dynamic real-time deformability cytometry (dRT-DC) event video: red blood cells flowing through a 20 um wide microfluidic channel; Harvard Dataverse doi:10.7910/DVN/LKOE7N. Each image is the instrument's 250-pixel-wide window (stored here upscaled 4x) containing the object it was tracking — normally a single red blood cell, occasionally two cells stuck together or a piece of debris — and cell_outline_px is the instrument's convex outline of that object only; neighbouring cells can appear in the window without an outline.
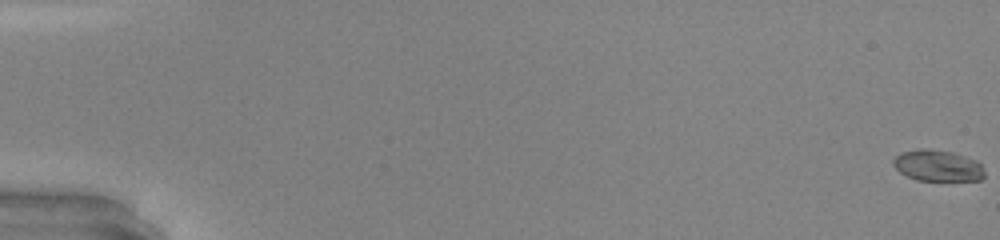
{"species": "common noctule bat (a hibernating species)", "species_latin": "Nyctalus noctula", "temperature_condition": "warm", "stored_images_in_passage": 50, "camera_frame_rate_fps": 3000, "um_per_image_px": 0.085, "animal": {"sex": "male", "body_mass_g": 20.0, "forearm_length_mm": 53.3}, "frame": {"image": 1, "passage_image": 1, "time_ms": 0.0, "image_size_px": [1000, 240], "cell_outline_px": [[984, 176], [980, 180], [916, 180], [900, 172], [892, 164], [892, 160], [900, 152], [920, 148], [924, 148], [952, 152], [976, 160], [980, 164], [984, 172]], "centroid_in_image_um": [79.67, 14.07], "position_along_channel_um": 5.3, "area_um2": 16.53}}
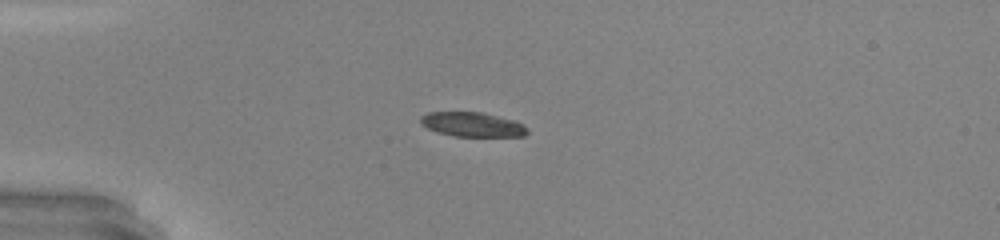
{"frame": {"image": 2, "passage_image": 15, "time_ms": 4.667, "image_size_px": [1000, 240], "cell_outline_px": [[528, 132], [524, 136], [452, 136], [436, 132], [420, 124], [420, 116], [428, 112], [484, 112], [516, 120], [524, 124], [528, 128]], "centroid_in_image_um": [40.17, 10.57], "position_along_channel_um": 44.8, "area_um2": 15.49}}
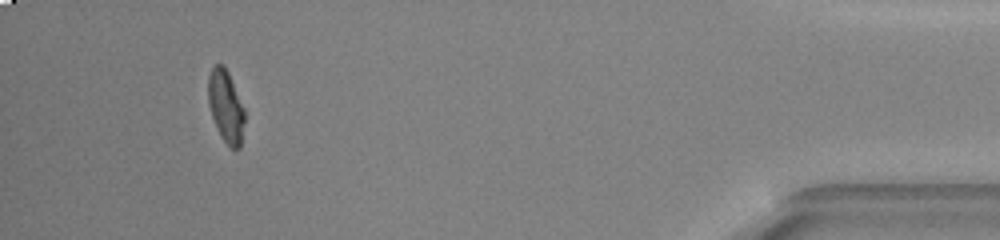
{"frame": {"image": 3, "passage_image": 47, "time_ms": 15.333, "image_size_px": [1000, 240], "cell_outline_px": [[244, 120], [240, 148], [232, 148], [220, 136], [216, 128], [208, 104], [208, 76], [212, 68], [216, 64], [224, 64], [228, 72], [244, 108]], "centroid_in_image_um": [19.17, 9.02], "position_along_channel_um": 416.0, "area_um2": 15.2}, "authors_computed_cell_mechanics": {"area_um2": 16.473, "velocity_mm_per_s": 4.3214, "shape_relaxation_time_tau1_ms": 3.3043, "shape_relaxation_time_tau2_ms": 1.432, "deformation_change_tau1": 0.1931, "deformation_change_tau2": 0.0486}}